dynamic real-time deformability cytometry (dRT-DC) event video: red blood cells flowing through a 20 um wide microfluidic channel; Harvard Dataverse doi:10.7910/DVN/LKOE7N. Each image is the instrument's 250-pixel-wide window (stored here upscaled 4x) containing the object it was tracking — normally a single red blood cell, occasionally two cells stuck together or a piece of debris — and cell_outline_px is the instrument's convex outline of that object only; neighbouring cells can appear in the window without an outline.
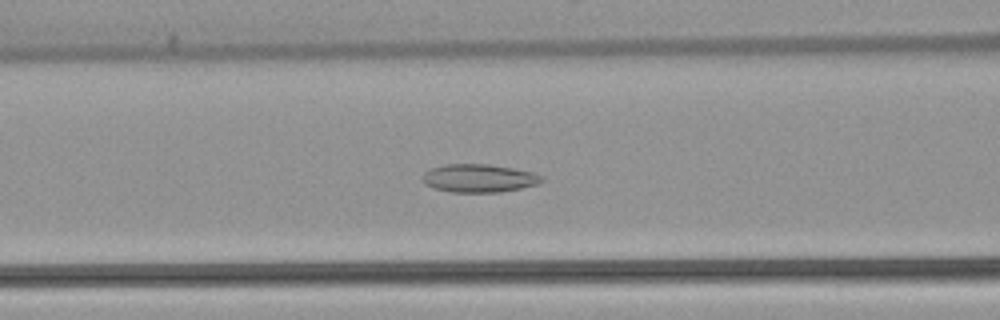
{"species": "common noctule bat (a hibernating species)", "species_latin": "Nyctalus noctula", "temperature_condition": "warm", "stored_images_in_passage": 44, "camera_frame_rate_fps": 3000, "um_per_image_px": 0.085, "animal": {"sex": "female", "body_mass_g": 22.7, "forearm_length_mm": 54.2}, "frame": {"image": 1, "passage_image": 13, "time_ms": 4.0, "image_size_px": [1000, 320], "cell_outline_px": [[544, 180], [536, 184], [520, 188], [500, 192], [452, 192], [436, 188], [424, 184], [424, 172], [432, 168], [444, 164], [488, 164], [512, 168], [532, 172], [544, 176]], "centroid_in_image_um": [40.73, 15.14], "position_along_channel_um": 125.9, "area_um2": 19.36}}
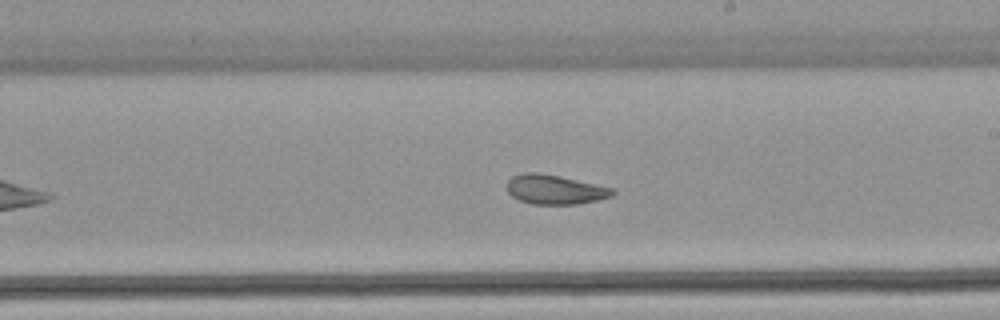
{"frame": {"image": 2, "passage_image": 22, "time_ms": 7.0, "image_size_px": [1000, 320], "cell_outline_px": [[616, 192], [612, 196], [596, 200], [576, 204], [532, 204], [520, 200], [512, 196], [508, 192], [508, 180], [512, 176], [524, 172], [536, 172], [560, 176], [612, 188]], "centroid_in_image_um": [47.15, 16.1], "position_along_channel_um": 241.9, "area_um2": 17.92}}
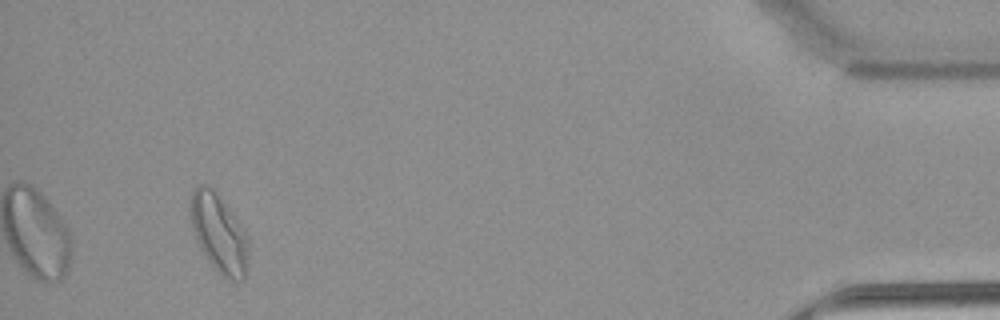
{"frame": {"image": 3, "passage_image": 41, "time_ms": 13.333, "image_size_px": [1000, 320], "cell_outline_px": [[248, 252], [244, 280], [228, 280], [208, 260], [200, 248], [192, 228], [188, 204], [188, 200], [192, 188], [200, 184], [208, 184], [216, 192], [248, 240]], "centroid_in_image_um": [18.53, 19.79], "position_along_channel_um": 416.7, "area_um2": 25.95}, "authors_computed_cell_mechanics": {"area_um2": 19.8543, "velocity_mm_per_s": 3.88, "shape_relaxation_time_tau1_ms": null, "shape_relaxation_time_tau2_ms": 3.2171, "deformation_change_tau1": null, "deformation_change_tau2": 0.1002}}